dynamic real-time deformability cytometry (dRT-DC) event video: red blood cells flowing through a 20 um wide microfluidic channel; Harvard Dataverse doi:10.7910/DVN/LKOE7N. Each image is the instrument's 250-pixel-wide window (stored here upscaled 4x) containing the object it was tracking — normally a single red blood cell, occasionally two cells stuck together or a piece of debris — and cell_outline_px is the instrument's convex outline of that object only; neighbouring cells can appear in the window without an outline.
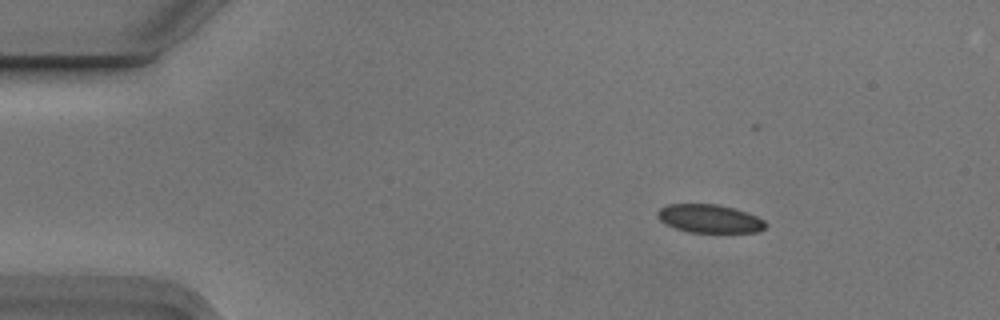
{"species": "Egyptian fruit bat (a non-hibernating species)", "species_latin": "Rousettus aegyptiacus", "temperature_condition": "cold", "stored_images_in_passage": 3, "camera_frame_rate_fps": 3000, "um_per_image_px": 0.085, "animal": {"sex": "male"}, "frame": {"image": 1, "passage_image": 1, "time_ms": 0.0, "image_size_px": [1000, 320], "cell_outline_px": [[768, 224], [760, 232], [688, 232], [676, 228], [660, 220], [656, 216], [656, 212], [660, 208], [668, 204], [716, 204], [732, 208], [756, 216], [764, 220]], "centroid_in_image_um": [60.3, 18.58], "position_along_channel_um": 24.7, "area_um2": 17.69}}